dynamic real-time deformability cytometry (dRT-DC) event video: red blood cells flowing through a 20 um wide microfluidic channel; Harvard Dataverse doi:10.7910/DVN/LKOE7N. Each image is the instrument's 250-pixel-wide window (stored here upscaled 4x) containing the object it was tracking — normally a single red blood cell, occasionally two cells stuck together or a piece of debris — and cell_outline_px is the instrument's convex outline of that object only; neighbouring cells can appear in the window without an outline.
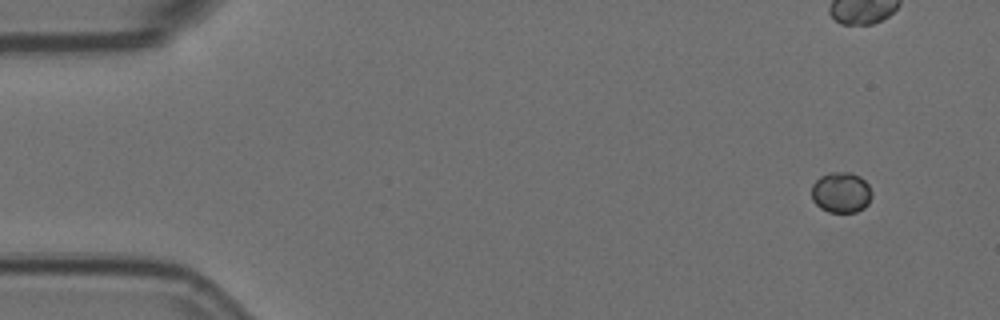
{"species": "Egyptian fruit bat (a non-hibernating species)", "species_latin": "Rousettus aegyptiacus", "temperature_condition": "room temperature", "stored_images_in_passage": 21, "camera_frame_rate_fps": 3000, "um_per_image_px": 0.085, "animal": {"sex": "female"}, "frame": {"image": 1, "passage_image": 4, "time_ms": 1.0, "image_size_px": [1000, 320], "cell_outline_px": [[872, 196], [868, 204], [864, 208], [856, 212], [828, 212], [820, 208], [812, 200], [812, 184], [820, 176], [828, 172], [852, 172], [860, 176], [868, 184], [872, 192]], "centroid_in_image_um": [71.5, 16.35], "position_along_channel_um": 13.5, "area_um2": 14.51}}
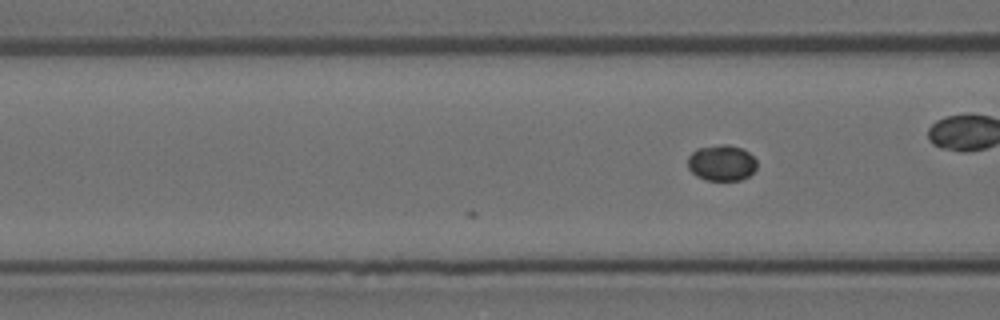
{"frame": {"image": 2, "passage_image": 21, "time_ms": 6.667, "image_size_px": [1000, 320], "cell_outline_px": [[756, 168], [748, 176], [740, 180], [704, 180], [696, 176], [688, 168], [688, 156], [696, 148], [720, 144], [728, 144], [744, 148], [756, 160]], "centroid_in_image_um": [61.32, 13.83], "position_along_channel_um": 105.3, "area_um2": 14.62}}